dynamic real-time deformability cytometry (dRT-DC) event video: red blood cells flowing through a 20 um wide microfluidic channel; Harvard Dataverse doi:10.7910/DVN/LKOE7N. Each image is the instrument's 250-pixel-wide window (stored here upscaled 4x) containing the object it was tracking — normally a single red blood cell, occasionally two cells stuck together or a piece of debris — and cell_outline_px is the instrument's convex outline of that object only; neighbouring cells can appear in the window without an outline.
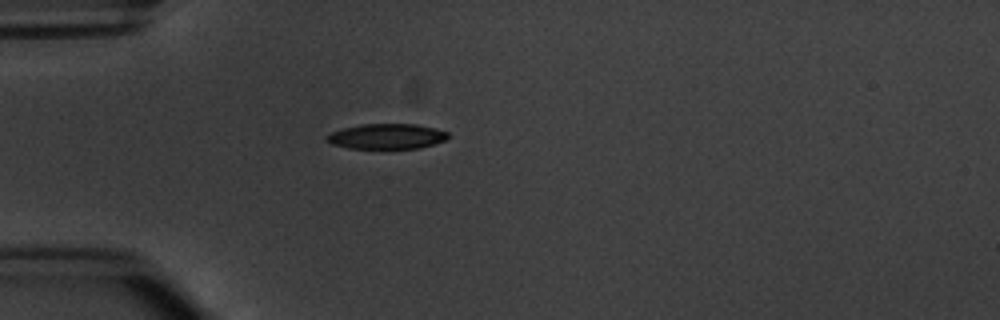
{"species": "common noctule bat (a hibernating species)", "species_latin": "Nyctalus noctula", "temperature_condition": "warm", "stored_images_in_passage": 5, "camera_frame_rate_fps": 3000, "um_per_image_px": 0.085, "animal": {"sex": "male", "body_mass_g": 20.1, "forearm_length_mm": 53.5}, "frame": {"image": 1, "passage_image": 5, "time_ms": 5.0, "image_size_px": [1000, 320], "cell_outline_px": [[448, 136], [444, 140], [420, 148], [348, 148], [332, 144], [324, 136], [332, 132], [344, 128], [364, 124], [416, 124], [436, 128], [448, 132]], "centroid_in_image_um": [32.88, 11.58], "position_along_channel_um": 52.1, "area_um2": 17.63}}